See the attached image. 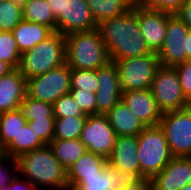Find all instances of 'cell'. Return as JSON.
Here are the masks:
<instances>
[{
    "mask_svg": "<svg viewBox=\"0 0 191 190\" xmlns=\"http://www.w3.org/2000/svg\"><path fill=\"white\" fill-rule=\"evenodd\" d=\"M97 30L110 61L153 53L140 33L136 4L124 14L98 23Z\"/></svg>",
    "mask_w": 191,
    "mask_h": 190,
    "instance_id": "cell-1",
    "label": "cell"
},
{
    "mask_svg": "<svg viewBox=\"0 0 191 190\" xmlns=\"http://www.w3.org/2000/svg\"><path fill=\"white\" fill-rule=\"evenodd\" d=\"M18 174L38 190H66L67 170L55 157L50 145L24 153L16 159Z\"/></svg>",
    "mask_w": 191,
    "mask_h": 190,
    "instance_id": "cell-2",
    "label": "cell"
},
{
    "mask_svg": "<svg viewBox=\"0 0 191 190\" xmlns=\"http://www.w3.org/2000/svg\"><path fill=\"white\" fill-rule=\"evenodd\" d=\"M66 38V63L71 69L98 70L109 61V55L97 28L74 32Z\"/></svg>",
    "mask_w": 191,
    "mask_h": 190,
    "instance_id": "cell-3",
    "label": "cell"
},
{
    "mask_svg": "<svg viewBox=\"0 0 191 190\" xmlns=\"http://www.w3.org/2000/svg\"><path fill=\"white\" fill-rule=\"evenodd\" d=\"M66 38L54 32L46 40L21 54L18 70L25 79L47 73L66 63Z\"/></svg>",
    "mask_w": 191,
    "mask_h": 190,
    "instance_id": "cell-4",
    "label": "cell"
},
{
    "mask_svg": "<svg viewBox=\"0 0 191 190\" xmlns=\"http://www.w3.org/2000/svg\"><path fill=\"white\" fill-rule=\"evenodd\" d=\"M140 179H151L173 158L160 125L147 126L137 136Z\"/></svg>",
    "mask_w": 191,
    "mask_h": 190,
    "instance_id": "cell-5",
    "label": "cell"
},
{
    "mask_svg": "<svg viewBox=\"0 0 191 190\" xmlns=\"http://www.w3.org/2000/svg\"><path fill=\"white\" fill-rule=\"evenodd\" d=\"M112 62L117 68L122 92L151 89L153 78L160 66L155 52Z\"/></svg>",
    "mask_w": 191,
    "mask_h": 190,
    "instance_id": "cell-6",
    "label": "cell"
},
{
    "mask_svg": "<svg viewBox=\"0 0 191 190\" xmlns=\"http://www.w3.org/2000/svg\"><path fill=\"white\" fill-rule=\"evenodd\" d=\"M56 18V32L66 36L97 28L86 0H47Z\"/></svg>",
    "mask_w": 191,
    "mask_h": 190,
    "instance_id": "cell-7",
    "label": "cell"
},
{
    "mask_svg": "<svg viewBox=\"0 0 191 190\" xmlns=\"http://www.w3.org/2000/svg\"><path fill=\"white\" fill-rule=\"evenodd\" d=\"M151 91L162 113L183 110L191 106L182 92L175 67L160 65L153 78Z\"/></svg>",
    "mask_w": 191,
    "mask_h": 190,
    "instance_id": "cell-8",
    "label": "cell"
},
{
    "mask_svg": "<svg viewBox=\"0 0 191 190\" xmlns=\"http://www.w3.org/2000/svg\"><path fill=\"white\" fill-rule=\"evenodd\" d=\"M71 89V68L67 63L45 74L26 79L28 97L54 104Z\"/></svg>",
    "mask_w": 191,
    "mask_h": 190,
    "instance_id": "cell-9",
    "label": "cell"
},
{
    "mask_svg": "<svg viewBox=\"0 0 191 190\" xmlns=\"http://www.w3.org/2000/svg\"><path fill=\"white\" fill-rule=\"evenodd\" d=\"M159 125L173 157H191V106L162 113Z\"/></svg>",
    "mask_w": 191,
    "mask_h": 190,
    "instance_id": "cell-10",
    "label": "cell"
},
{
    "mask_svg": "<svg viewBox=\"0 0 191 190\" xmlns=\"http://www.w3.org/2000/svg\"><path fill=\"white\" fill-rule=\"evenodd\" d=\"M116 137L107 116L97 114L87 116L79 139L87 151L108 159L113 151Z\"/></svg>",
    "mask_w": 191,
    "mask_h": 190,
    "instance_id": "cell-11",
    "label": "cell"
},
{
    "mask_svg": "<svg viewBox=\"0 0 191 190\" xmlns=\"http://www.w3.org/2000/svg\"><path fill=\"white\" fill-rule=\"evenodd\" d=\"M189 29L175 14L168 13L165 42L157 53L160 65L175 67L187 61L185 41Z\"/></svg>",
    "mask_w": 191,
    "mask_h": 190,
    "instance_id": "cell-12",
    "label": "cell"
},
{
    "mask_svg": "<svg viewBox=\"0 0 191 190\" xmlns=\"http://www.w3.org/2000/svg\"><path fill=\"white\" fill-rule=\"evenodd\" d=\"M137 136H117L107 163L129 179H140Z\"/></svg>",
    "mask_w": 191,
    "mask_h": 190,
    "instance_id": "cell-13",
    "label": "cell"
},
{
    "mask_svg": "<svg viewBox=\"0 0 191 190\" xmlns=\"http://www.w3.org/2000/svg\"><path fill=\"white\" fill-rule=\"evenodd\" d=\"M96 92L97 114L106 115L122 99L118 71L115 63L109 61L97 70Z\"/></svg>",
    "mask_w": 191,
    "mask_h": 190,
    "instance_id": "cell-14",
    "label": "cell"
},
{
    "mask_svg": "<svg viewBox=\"0 0 191 190\" xmlns=\"http://www.w3.org/2000/svg\"><path fill=\"white\" fill-rule=\"evenodd\" d=\"M140 33L152 52L158 53L165 42L168 13L147 10L137 5Z\"/></svg>",
    "mask_w": 191,
    "mask_h": 190,
    "instance_id": "cell-15",
    "label": "cell"
},
{
    "mask_svg": "<svg viewBox=\"0 0 191 190\" xmlns=\"http://www.w3.org/2000/svg\"><path fill=\"white\" fill-rule=\"evenodd\" d=\"M150 181L154 190H179L191 184V157H173Z\"/></svg>",
    "mask_w": 191,
    "mask_h": 190,
    "instance_id": "cell-16",
    "label": "cell"
},
{
    "mask_svg": "<svg viewBox=\"0 0 191 190\" xmlns=\"http://www.w3.org/2000/svg\"><path fill=\"white\" fill-rule=\"evenodd\" d=\"M121 100L146 127L159 125L162 112L157 107L151 89L123 92Z\"/></svg>",
    "mask_w": 191,
    "mask_h": 190,
    "instance_id": "cell-17",
    "label": "cell"
},
{
    "mask_svg": "<svg viewBox=\"0 0 191 190\" xmlns=\"http://www.w3.org/2000/svg\"><path fill=\"white\" fill-rule=\"evenodd\" d=\"M26 95V79L18 69L0 77V114L18 109Z\"/></svg>",
    "mask_w": 191,
    "mask_h": 190,
    "instance_id": "cell-18",
    "label": "cell"
},
{
    "mask_svg": "<svg viewBox=\"0 0 191 190\" xmlns=\"http://www.w3.org/2000/svg\"><path fill=\"white\" fill-rule=\"evenodd\" d=\"M106 116L116 136H138L146 127L122 100Z\"/></svg>",
    "mask_w": 191,
    "mask_h": 190,
    "instance_id": "cell-19",
    "label": "cell"
},
{
    "mask_svg": "<svg viewBox=\"0 0 191 190\" xmlns=\"http://www.w3.org/2000/svg\"><path fill=\"white\" fill-rule=\"evenodd\" d=\"M107 159L101 155L86 151L68 170L67 184L74 188L83 177H92L100 174L107 165Z\"/></svg>",
    "mask_w": 191,
    "mask_h": 190,
    "instance_id": "cell-20",
    "label": "cell"
},
{
    "mask_svg": "<svg viewBox=\"0 0 191 190\" xmlns=\"http://www.w3.org/2000/svg\"><path fill=\"white\" fill-rule=\"evenodd\" d=\"M19 52L22 54L46 40L54 31L38 23L22 20L12 31Z\"/></svg>",
    "mask_w": 191,
    "mask_h": 190,
    "instance_id": "cell-21",
    "label": "cell"
},
{
    "mask_svg": "<svg viewBox=\"0 0 191 190\" xmlns=\"http://www.w3.org/2000/svg\"><path fill=\"white\" fill-rule=\"evenodd\" d=\"M127 180L119 171L107 164L100 174L83 177L74 188L78 190H118Z\"/></svg>",
    "mask_w": 191,
    "mask_h": 190,
    "instance_id": "cell-22",
    "label": "cell"
},
{
    "mask_svg": "<svg viewBox=\"0 0 191 190\" xmlns=\"http://www.w3.org/2000/svg\"><path fill=\"white\" fill-rule=\"evenodd\" d=\"M96 23L120 16L132 9L135 0H86Z\"/></svg>",
    "mask_w": 191,
    "mask_h": 190,
    "instance_id": "cell-23",
    "label": "cell"
},
{
    "mask_svg": "<svg viewBox=\"0 0 191 190\" xmlns=\"http://www.w3.org/2000/svg\"><path fill=\"white\" fill-rule=\"evenodd\" d=\"M49 145L57 160L66 170L87 151L80 139H53Z\"/></svg>",
    "mask_w": 191,
    "mask_h": 190,
    "instance_id": "cell-24",
    "label": "cell"
},
{
    "mask_svg": "<svg viewBox=\"0 0 191 190\" xmlns=\"http://www.w3.org/2000/svg\"><path fill=\"white\" fill-rule=\"evenodd\" d=\"M45 144L37 137L33 128L27 123L18 133L17 138L2 151V153L14 159H17L24 153L30 152Z\"/></svg>",
    "mask_w": 191,
    "mask_h": 190,
    "instance_id": "cell-25",
    "label": "cell"
},
{
    "mask_svg": "<svg viewBox=\"0 0 191 190\" xmlns=\"http://www.w3.org/2000/svg\"><path fill=\"white\" fill-rule=\"evenodd\" d=\"M28 123L18 109L0 114V151L2 152Z\"/></svg>",
    "mask_w": 191,
    "mask_h": 190,
    "instance_id": "cell-26",
    "label": "cell"
},
{
    "mask_svg": "<svg viewBox=\"0 0 191 190\" xmlns=\"http://www.w3.org/2000/svg\"><path fill=\"white\" fill-rule=\"evenodd\" d=\"M23 20L50 27L56 32V18L47 0H30L22 6Z\"/></svg>",
    "mask_w": 191,
    "mask_h": 190,
    "instance_id": "cell-27",
    "label": "cell"
},
{
    "mask_svg": "<svg viewBox=\"0 0 191 190\" xmlns=\"http://www.w3.org/2000/svg\"><path fill=\"white\" fill-rule=\"evenodd\" d=\"M87 117L55 118L53 139H79Z\"/></svg>",
    "mask_w": 191,
    "mask_h": 190,
    "instance_id": "cell-28",
    "label": "cell"
},
{
    "mask_svg": "<svg viewBox=\"0 0 191 190\" xmlns=\"http://www.w3.org/2000/svg\"><path fill=\"white\" fill-rule=\"evenodd\" d=\"M18 110L27 121L40 118H55L52 104L27 95L18 106Z\"/></svg>",
    "mask_w": 191,
    "mask_h": 190,
    "instance_id": "cell-29",
    "label": "cell"
},
{
    "mask_svg": "<svg viewBox=\"0 0 191 190\" xmlns=\"http://www.w3.org/2000/svg\"><path fill=\"white\" fill-rule=\"evenodd\" d=\"M21 53L12 32L0 31V60L18 69Z\"/></svg>",
    "mask_w": 191,
    "mask_h": 190,
    "instance_id": "cell-30",
    "label": "cell"
},
{
    "mask_svg": "<svg viewBox=\"0 0 191 190\" xmlns=\"http://www.w3.org/2000/svg\"><path fill=\"white\" fill-rule=\"evenodd\" d=\"M22 20L21 6L11 0L0 3V31L12 32Z\"/></svg>",
    "mask_w": 191,
    "mask_h": 190,
    "instance_id": "cell-31",
    "label": "cell"
},
{
    "mask_svg": "<svg viewBox=\"0 0 191 190\" xmlns=\"http://www.w3.org/2000/svg\"><path fill=\"white\" fill-rule=\"evenodd\" d=\"M97 88V70L71 69V89H83L96 93Z\"/></svg>",
    "mask_w": 191,
    "mask_h": 190,
    "instance_id": "cell-32",
    "label": "cell"
},
{
    "mask_svg": "<svg viewBox=\"0 0 191 190\" xmlns=\"http://www.w3.org/2000/svg\"><path fill=\"white\" fill-rule=\"evenodd\" d=\"M53 111L55 118H65V117H87L80 109V107L73 100L70 93L62 95L54 104Z\"/></svg>",
    "mask_w": 191,
    "mask_h": 190,
    "instance_id": "cell-33",
    "label": "cell"
},
{
    "mask_svg": "<svg viewBox=\"0 0 191 190\" xmlns=\"http://www.w3.org/2000/svg\"><path fill=\"white\" fill-rule=\"evenodd\" d=\"M69 93L86 115H97L96 93L83 89H70Z\"/></svg>",
    "mask_w": 191,
    "mask_h": 190,
    "instance_id": "cell-34",
    "label": "cell"
},
{
    "mask_svg": "<svg viewBox=\"0 0 191 190\" xmlns=\"http://www.w3.org/2000/svg\"><path fill=\"white\" fill-rule=\"evenodd\" d=\"M55 118H40L29 120L28 124L33 128L37 137L45 144L49 145L53 140Z\"/></svg>",
    "mask_w": 191,
    "mask_h": 190,
    "instance_id": "cell-35",
    "label": "cell"
},
{
    "mask_svg": "<svg viewBox=\"0 0 191 190\" xmlns=\"http://www.w3.org/2000/svg\"><path fill=\"white\" fill-rule=\"evenodd\" d=\"M186 0H135V4L147 10L174 14Z\"/></svg>",
    "mask_w": 191,
    "mask_h": 190,
    "instance_id": "cell-36",
    "label": "cell"
},
{
    "mask_svg": "<svg viewBox=\"0 0 191 190\" xmlns=\"http://www.w3.org/2000/svg\"><path fill=\"white\" fill-rule=\"evenodd\" d=\"M18 174L16 159L5 156L0 151V188L7 185Z\"/></svg>",
    "mask_w": 191,
    "mask_h": 190,
    "instance_id": "cell-37",
    "label": "cell"
},
{
    "mask_svg": "<svg viewBox=\"0 0 191 190\" xmlns=\"http://www.w3.org/2000/svg\"><path fill=\"white\" fill-rule=\"evenodd\" d=\"M179 76L182 92L186 99L191 103V60L175 66Z\"/></svg>",
    "mask_w": 191,
    "mask_h": 190,
    "instance_id": "cell-38",
    "label": "cell"
},
{
    "mask_svg": "<svg viewBox=\"0 0 191 190\" xmlns=\"http://www.w3.org/2000/svg\"><path fill=\"white\" fill-rule=\"evenodd\" d=\"M118 190H154L150 179H129Z\"/></svg>",
    "mask_w": 191,
    "mask_h": 190,
    "instance_id": "cell-39",
    "label": "cell"
},
{
    "mask_svg": "<svg viewBox=\"0 0 191 190\" xmlns=\"http://www.w3.org/2000/svg\"><path fill=\"white\" fill-rule=\"evenodd\" d=\"M174 14L191 28V0H186Z\"/></svg>",
    "mask_w": 191,
    "mask_h": 190,
    "instance_id": "cell-40",
    "label": "cell"
},
{
    "mask_svg": "<svg viewBox=\"0 0 191 190\" xmlns=\"http://www.w3.org/2000/svg\"><path fill=\"white\" fill-rule=\"evenodd\" d=\"M15 190H38L27 179L22 178L19 174L15 176Z\"/></svg>",
    "mask_w": 191,
    "mask_h": 190,
    "instance_id": "cell-41",
    "label": "cell"
},
{
    "mask_svg": "<svg viewBox=\"0 0 191 190\" xmlns=\"http://www.w3.org/2000/svg\"><path fill=\"white\" fill-rule=\"evenodd\" d=\"M186 53H187V60H191V28L189 29V32L186 37Z\"/></svg>",
    "mask_w": 191,
    "mask_h": 190,
    "instance_id": "cell-42",
    "label": "cell"
},
{
    "mask_svg": "<svg viewBox=\"0 0 191 190\" xmlns=\"http://www.w3.org/2000/svg\"><path fill=\"white\" fill-rule=\"evenodd\" d=\"M12 70L7 63L0 60V77L6 76Z\"/></svg>",
    "mask_w": 191,
    "mask_h": 190,
    "instance_id": "cell-43",
    "label": "cell"
},
{
    "mask_svg": "<svg viewBox=\"0 0 191 190\" xmlns=\"http://www.w3.org/2000/svg\"><path fill=\"white\" fill-rule=\"evenodd\" d=\"M0 190H15V177L11 180L10 183L0 188Z\"/></svg>",
    "mask_w": 191,
    "mask_h": 190,
    "instance_id": "cell-44",
    "label": "cell"
},
{
    "mask_svg": "<svg viewBox=\"0 0 191 190\" xmlns=\"http://www.w3.org/2000/svg\"><path fill=\"white\" fill-rule=\"evenodd\" d=\"M12 2H14L15 4L19 5V6H24L26 3H28L30 0H11Z\"/></svg>",
    "mask_w": 191,
    "mask_h": 190,
    "instance_id": "cell-45",
    "label": "cell"
},
{
    "mask_svg": "<svg viewBox=\"0 0 191 190\" xmlns=\"http://www.w3.org/2000/svg\"><path fill=\"white\" fill-rule=\"evenodd\" d=\"M179 190H191V184H188L186 186H183L181 189Z\"/></svg>",
    "mask_w": 191,
    "mask_h": 190,
    "instance_id": "cell-46",
    "label": "cell"
},
{
    "mask_svg": "<svg viewBox=\"0 0 191 190\" xmlns=\"http://www.w3.org/2000/svg\"><path fill=\"white\" fill-rule=\"evenodd\" d=\"M66 190H78V189H75V188H67Z\"/></svg>",
    "mask_w": 191,
    "mask_h": 190,
    "instance_id": "cell-47",
    "label": "cell"
}]
</instances>
